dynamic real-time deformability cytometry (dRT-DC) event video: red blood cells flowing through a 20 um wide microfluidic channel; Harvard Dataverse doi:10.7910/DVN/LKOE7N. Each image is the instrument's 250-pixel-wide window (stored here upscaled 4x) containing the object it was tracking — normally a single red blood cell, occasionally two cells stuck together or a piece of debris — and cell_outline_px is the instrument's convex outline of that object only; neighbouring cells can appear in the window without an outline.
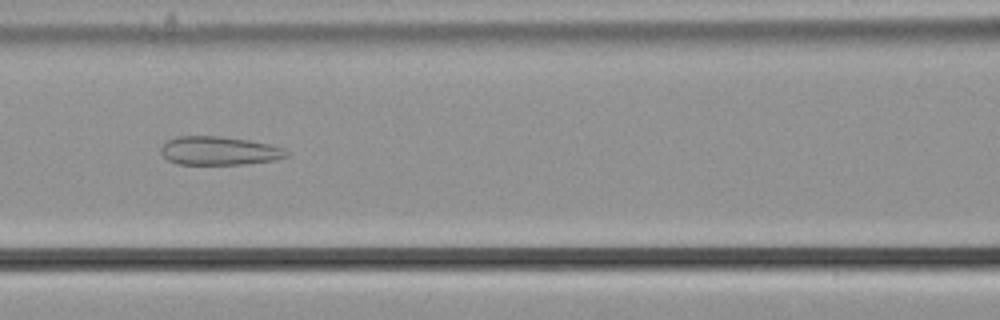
{"species": "common noctule bat (a hibernating species)", "species_latin": "Nyctalus noctula", "temperature_condition": "cold", "stored_images_in_passage": 43, "camera_frame_rate_fps": 3000, "um_per_image_px": 0.085, "animal": {"sex": "male", "body_mass_g": 21.5, "forearm_length_mm": 52.0}, "frame": {"image": 1, "passage_image": 12, "time_ms": 3.667, "image_size_px": [1000, 320], "cell_outline_px": [[288, 156], [276, 160], [244, 164], [180, 164], [168, 160], [160, 152], [160, 148], [168, 140], [176, 136], [220, 136], [248, 140], [268, 144], [284, 148], [288, 152]], "centroid_in_image_um": [18.63, 12.81], "position_along_channel_um": 148.0, "area_um2": 20.87}}
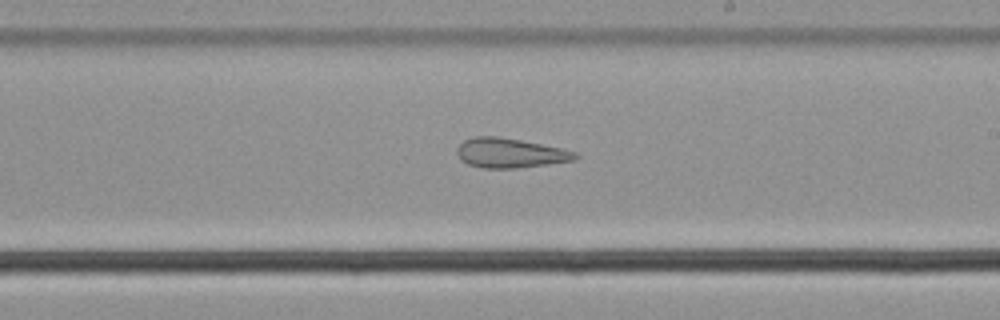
{"frame": {"image": 2, "passage_image": 20, "time_ms": 6.333, "image_size_px": [1000, 320], "cell_outline_px": [[580, 156], [572, 160], [548, 164], [516, 168], [484, 168], [468, 164], [460, 160], [456, 152], [456, 148], [464, 140], [472, 136], [500, 136], [560, 148], [576, 152]], "centroid_in_image_um": [43.3, 13.0], "position_along_channel_um": 245.7, "area_um2": 20.35}}
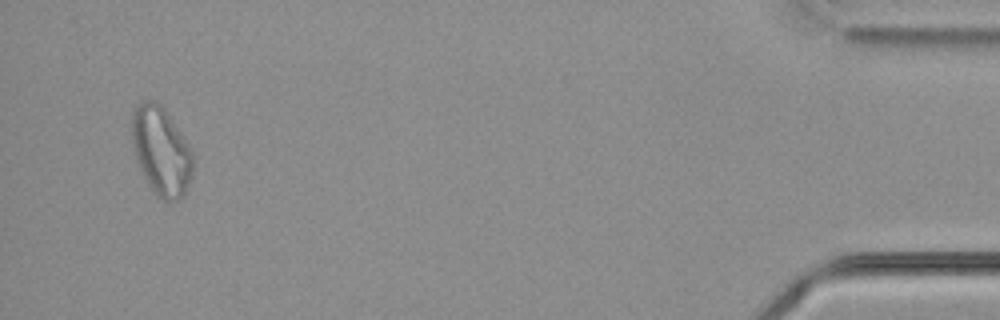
{"frame": {"image": 3, "passage_image": 41, "time_ms": 13.333, "image_size_px": [1000, 320], "cell_outline_px": [[192, 176], [184, 196], [176, 200], [164, 200], [148, 184], [140, 172], [136, 160], [132, 144], [132, 112], [136, 104], [140, 100], [156, 100], [164, 108], [192, 152]], "centroid_in_image_um": [13.66, 12.81], "position_along_channel_um": 421.5, "area_um2": 31.27}, "authors_computed_cell_mechanics": {"area_um2": 24.276, "velocity_mm_per_s": 3.6751, "shape_relaxation_time_tau1_ms": null, "shape_relaxation_time_tau2_ms": 3.0623, "deformation_change_tau1": null, "deformation_change_tau2": 0.1303}}